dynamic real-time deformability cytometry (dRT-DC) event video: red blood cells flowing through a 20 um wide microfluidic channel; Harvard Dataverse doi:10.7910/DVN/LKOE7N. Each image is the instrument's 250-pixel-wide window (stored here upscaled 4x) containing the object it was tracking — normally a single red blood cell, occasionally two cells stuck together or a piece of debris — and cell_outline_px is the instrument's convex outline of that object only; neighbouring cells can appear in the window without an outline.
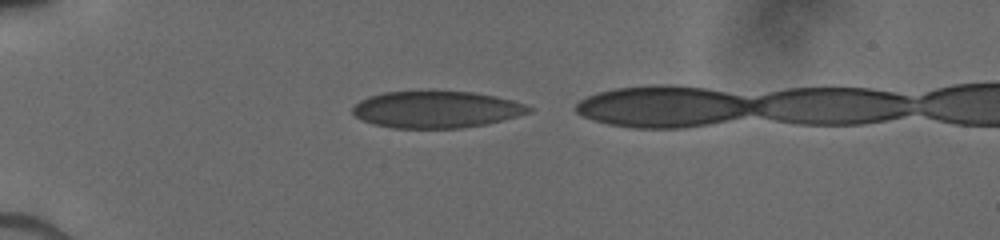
{"species": "human", "species_latin": "Homo sapiens", "temperature_condition": "cold", "stored_images_in_passage": 3, "camera_frame_rate_fps": 3000, "um_per_image_px": 0.085, "donor": {"sex": "male"}, "frame": {"image": 1, "passage_image": 1, "time_ms": 0.0, "image_size_px": [1000, 240], "cell_outline_px": [[536, 108], [532, 112], [504, 120], [484, 124], [460, 128], [392, 128], [372, 124], [356, 116], [352, 112], [352, 108], [360, 100], [368, 96], [384, 92], [428, 88], [476, 92], [496, 96], [512, 100]], "centroid_in_image_um": [37.1, 9.26], "position_along_channel_um": 47.9, "area_um2": 39.07}}